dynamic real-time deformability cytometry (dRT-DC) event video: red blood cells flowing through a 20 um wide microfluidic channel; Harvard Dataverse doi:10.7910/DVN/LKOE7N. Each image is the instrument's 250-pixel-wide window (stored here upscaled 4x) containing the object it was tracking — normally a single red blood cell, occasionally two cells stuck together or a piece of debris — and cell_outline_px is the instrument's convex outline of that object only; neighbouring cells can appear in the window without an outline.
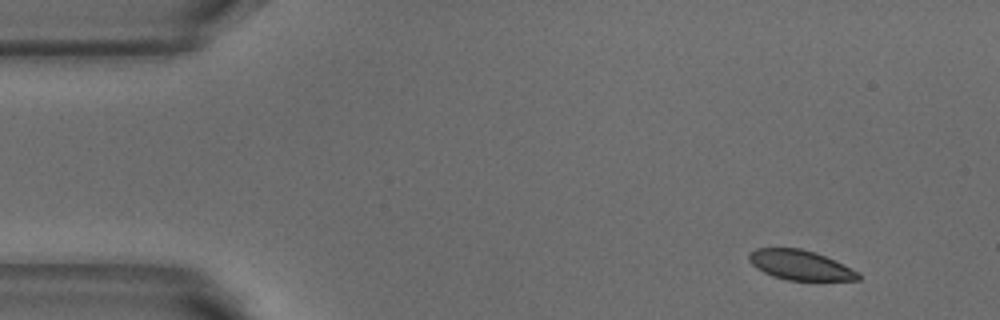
{"species": "common noctule bat (a hibernating species)", "species_latin": "Nyctalus noctula", "temperature_condition": "warm", "stored_images_in_passage": 7, "camera_frame_rate_fps": 3000, "um_per_image_px": 0.085, "animal": {"sex": "male", "body_mass_g": 18.8}, "frame": {"image": 1, "passage_image": 1, "time_ms": 0.0, "image_size_px": [1000, 320], "cell_outline_px": [[860, 280], [788, 280], [772, 276], [756, 268], [748, 260], [748, 252], [756, 248], [800, 248], [816, 252], [860, 272]], "centroid_in_image_um": [67.99, 22.52], "position_along_channel_um": 17.0, "area_um2": 19.02}}
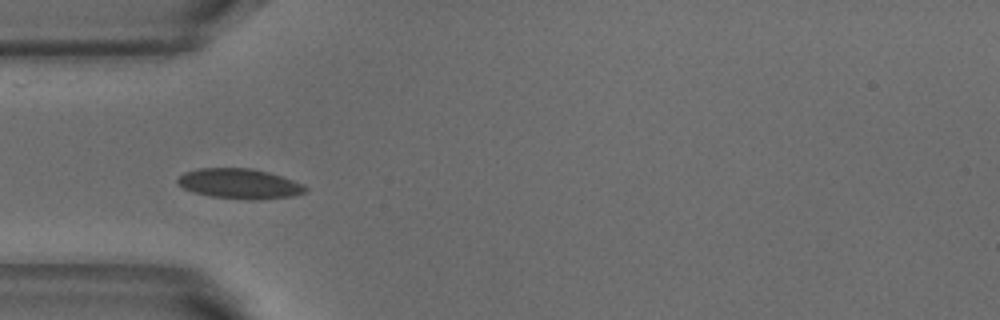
{"frame": {"image": 2, "passage_image": 4, "time_ms": 1.0, "image_size_px": [1000, 320], "cell_outline_px": [[308, 192], [292, 196], [260, 200], [248, 200], [208, 196], [192, 192], [176, 184], [176, 180], [184, 172], [196, 168], [252, 168], [268, 172], [304, 184], [308, 188]], "centroid_in_image_um": [20.35, 15.62], "position_along_channel_um": 64.7, "area_um2": 22.72}}
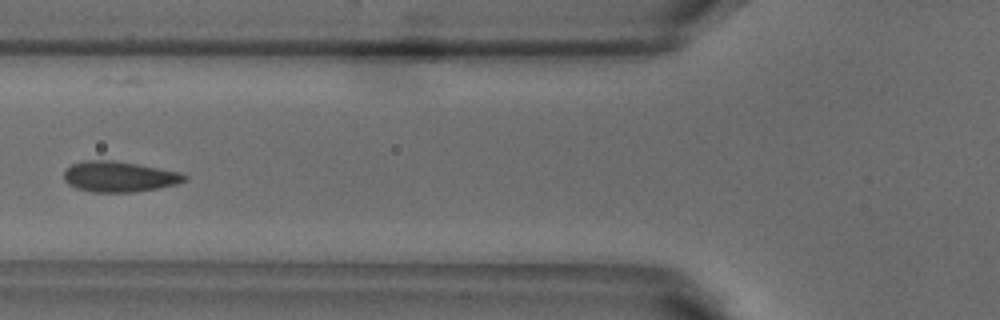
{"frame": {"image": 3, "passage_image": 5, "time_ms": 1.333, "image_size_px": [1000, 320], "cell_outline_px": [[188, 180], [176, 184], [136, 192], [92, 192], [76, 188], [68, 184], [64, 180], [64, 172], [72, 164], [84, 160], [112, 160], [184, 172], [188, 176]], "centroid_in_image_um": [10.16, 15.01], "position_along_channel_um": 115.6, "area_um2": 21.62}}